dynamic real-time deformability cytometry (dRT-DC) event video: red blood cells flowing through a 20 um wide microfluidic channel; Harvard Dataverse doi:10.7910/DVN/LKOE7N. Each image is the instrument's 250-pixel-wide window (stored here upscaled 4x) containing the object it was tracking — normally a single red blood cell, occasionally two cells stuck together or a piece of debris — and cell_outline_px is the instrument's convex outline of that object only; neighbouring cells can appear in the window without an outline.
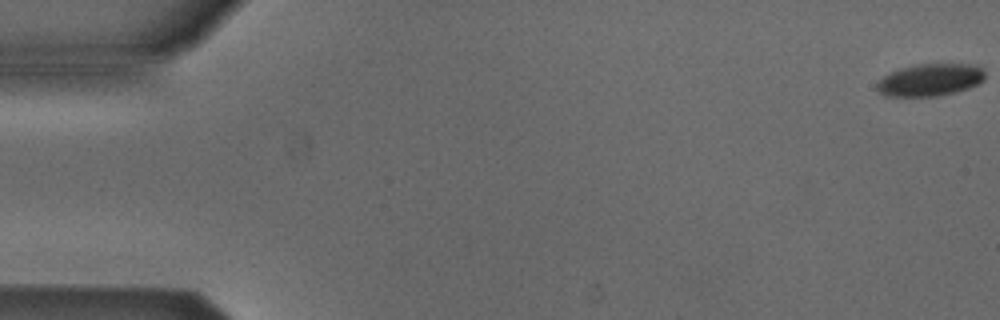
{"species": "Egyptian fruit bat (a non-hibernating species)", "species_latin": "Rousettus aegyptiacus", "temperature_condition": "cold", "stored_images_in_passage": 5, "camera_frame_rate_fps": 3000, "um_per_image_px": 0.085, "animal": {"sex": "male"}, "frame": {"image": 1, "passage_image": 1, "time_ms": 0.0, "image_size_px": [1000, 320], "cell_outline_px": [[984, 80], [968, 88], [936, 96], [884, 96], [876, 88], [876, 84], [884, 76], [900, 68], [916, 64], [968, 64], [980, 68], [984, 72]], "centroid_in_image_um": [79.02, 6.79], "position_along_channel_um": 6.0, "area_um2": 20.0}}
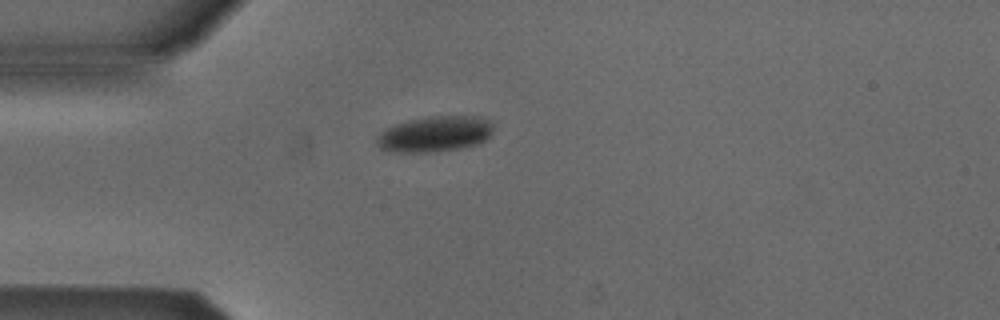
{"frame": {"image": 2, "passage_image": 5, "time_ms": 1.333, "image_size_px": [1000, 320], "cell_outline_px": [[492, 132], [484, 140], [476, 144], [460, 148], [428, 152], [400, 152], [380, 148], [376, 144], [376, 136], [384, 128], [408, 120], [428, 116], [480, 116], [492, 120]], "centroid_in_image_um": [36.95, 11.37], "position_along_channel_um": 48.1, "area_um2": 24.28}}